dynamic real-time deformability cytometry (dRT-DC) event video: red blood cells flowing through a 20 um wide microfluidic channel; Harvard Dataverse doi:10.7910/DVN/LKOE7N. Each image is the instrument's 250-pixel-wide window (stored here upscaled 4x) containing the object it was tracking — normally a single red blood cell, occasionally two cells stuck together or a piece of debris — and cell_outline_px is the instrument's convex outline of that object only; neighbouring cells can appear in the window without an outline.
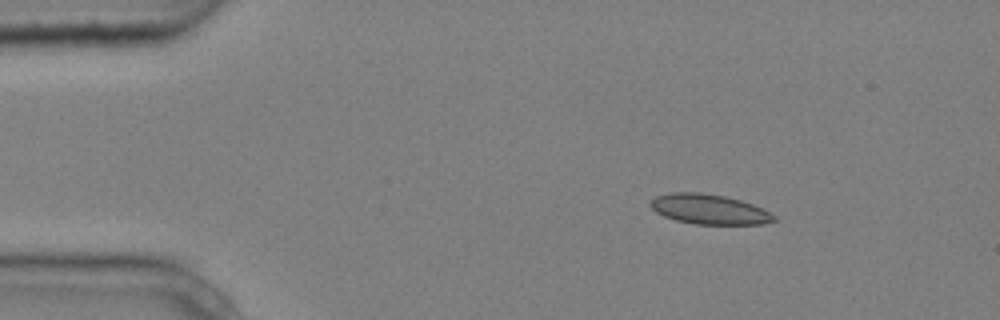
{"species": "common noctule bat (a hibernating species)", "species_latin": "Nyctalus noctula", "temperature_condition": "cold", "stored_images_in_passage": 7, "camera_frame_rate_fps": 3000, "um_per_image_px": 0.085, "animal": {"sex": "male", "body_mass_g": 20.4}, "frame": {"image": 1, "passage_image": 3, "time_ms": 0.667, "image_size_px": [1000, 320], "cell_outline_px": [[776, 220], [764, 224], [692, 224], [676, 220], [664, 216], [656, 212], [648, 204], [656, 196], [672, 192], [700, 192], [724, 196], [740, 200], [752, 204], [776, 216]], "centroid_in_image_um": [60.25, 17.79], "position_along_channel_um": 24.7, "area_um2": 21.44}}
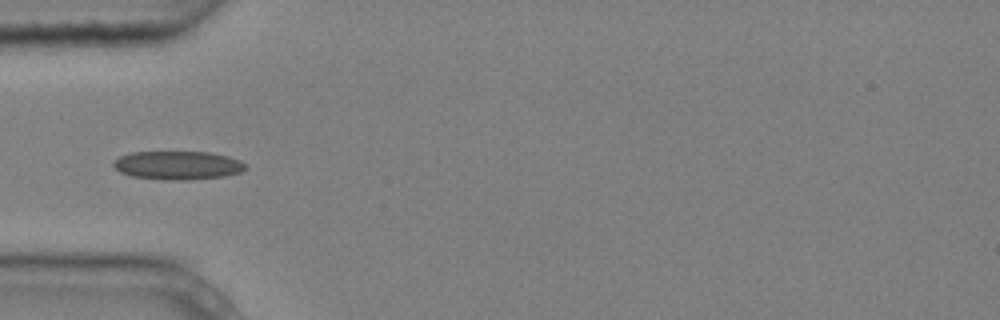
{"frame": {"image": 2, "passage_image": 5, "time_ms": 1.333, "image_size_px": [1000, 320], "cell_outline_px": [[248, 168], [240, 172], [224, 176], [188, 180], [164, 180], [132, 176], [120, 172], [112, 164], [120, 156], [132, 152], [208, 152], [228, 156], [240, 160], [248, 164]], "centroid_in_image_um": [15.15, 14.05], "position_along_channel_um": 69.8, "area_um2": 22.02}}
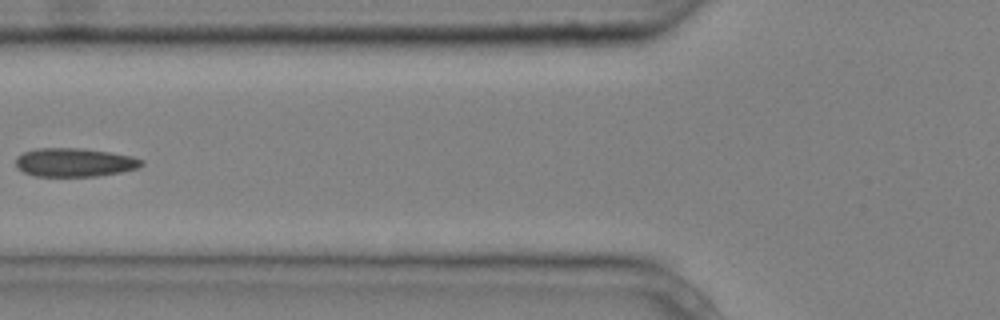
{"frame": {"image": 3, "passage_image": 6, "time_ms": 1.667, "image_size_px": [1000, 320], "cell_outline_px": [[144, 164], [136, 168], [120, 172], [96, 176], [36, 176], [24, 172], [16, 168], [16, 156], [24, 152], [36, 148], [80, 148], [112, 152], [132, 156], [144, 160]], "centroid_in_image_um": [6.32, 13.79], "position_along_channel_um": 119.5, "area_um2": 21.04}}